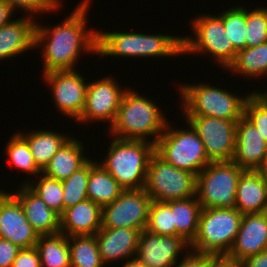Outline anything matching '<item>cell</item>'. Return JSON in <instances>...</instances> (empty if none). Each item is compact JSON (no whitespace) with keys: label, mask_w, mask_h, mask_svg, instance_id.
<instances>
[{"label":"cell","mask_w":267,"mask_h":267,"mask_svg":"<svg viewBox=\"0 0 267 267\" xmlns=\"http://www.w3.org/2000/svg\"><path fill=\"white\" fill-rule=\"evenodd\" d=\"M183 115L208 116L232 121H239L244 115V106L247 98L233 95L225 89L199 84H184L179 87Z\"/></svg>","instance_id":"5"},{"label":"cell","mask_w":267,"mask_h":267,"mask_svg":"<svg viewBox=\"0 0 267 267\" xmlns=\"http://www.w3.org/2000/svg\"><path fill=\"white\" fill-rule=\"evenodd\" d=\"M8 5H10L15 11L18 9H23L27 14L29 13H43V12H54L60 8V0H3Z\"/></svg>","instance_id":"38"},{"label":"cell","mask_w":267,"mask_h":267,"mask_svg":"<svg viewBox=\"0 0 267 267\" xmlns=\"http://www.w3.org/2000/svg\"><path fill=\"white\" fill-rule=\"evenodd\" d=\"M243 214L237 209L202 208L198 232L190 244L197 253L228 254L240 228Z\"/></svg>","instance_id":"6"},{"label":"cell","mask_w":267,"mask_h":267,"mask_svg":"<svg viewBox=\"0 0 267 267\" xmlns=\"http://www.w3.org/2000/svg\"><path fill=\"white\" fill-rule=\"evenodd\" d=\"M123 267H148L145 263L141 262L137 257L128 259Z\"/></svg>","instance_id":"45"},{"label":"cell","mask_w":267,"mask_h":267,"mask_svg":"<svg viewBox=\"0 0 267 267\" xmlns=\"http://www.w3.org/2000/svg\"><path fill=\"white\" fill-rule=\"evenodd\" d=\"M102 227V207L90 199L79 202L60 215V232L69 236L95 235Z\"/></svg>","instance_id":"21"},{"label":"cell","mask_w":267,"mask_h":267,"mask_svg":"<svg viewBox=\"0 0 267 267\" xmlns=\"http://www.w3.org/2000/svg\"><path fill=\"white\" fill-rule=\"evenodd\" d=\"M20 249L11 241L0 238V267H12Z\"/></svg>","instance_id":"40"},{"label":"cell","mask_w":267,"mask_h":267,"mask_svg":"<svg viewBox=\"0 0 267 267\" xmlns=\"http://www.w3.org/2000/svg\"><path fill=\"white\" fill-rule=\"evenodd\" d=\"M146 230L162 236H176L173 212L165 202L152 200Z\"/></svg>","instance_id":"35"},{"label":"cell","mask_w":267,"mask_h":267,"mask_svg":"<svg viewBox=\"0 0 267 267\" xmlns=\"http://www.w3.org/2000/svg\"><path fill=\"white\" fill-rule=\"evenodd\" d=\"M197 176L178 169L154 153L150 159L145 192L153 201L168 202L196 195Z\"/></svg>","instance_id":"10"},{"label":"cell","mask_w":267,"mask_h":267,"mask_svg":"<svg viewBox=\"0 0 267 267\" xmlns=\"http://www.w3.org/2000/svg\"><path fill=\"white\" fill-rule=\"evenodd\" d=\"M12 267H41L40 256L36 247L20 249Z\"/></svg>","instance_id":"39"},{"label":"cell","mask_w":267,"mask_h":267,"mask_svg":"<svg viewBox=\"0 0 267 267\" xmlns=\"http://www.w3.org/2000/svg\"><path fill=\"white\" fill-rule=\"evenodd\" d=\"M181 262L174 267H210V254L187 251Z\"/></svg>","instance_id":"41"},{"label":"cell","mask_w":267,"mask_h":267,"mask_svg":"<svg viewBox=\"0 0 267 267\" xmlns=\"http://www.w3.org/2000/svg\"><path fill=\"white\" fill-rule=\"evenodd\" d=\"M210 267H244L241 260L229 257L227 254L211 255Z\"/></svg>","instance_id":"42"},{"label":"cell","mask_w":267,"mask_h":267,"mask_svg":"<svg viewBox=\"0 0 267 267\" xmlns=\"http://www.w3.org/2000/svg\"><path fill=\"white\" fill-rule=\"evenodd\" d=\"M52 88V97L60 113L77 120L85 107L88 84L75 69L55 70L43 74Z\"/></svg>","instance_id":"13"},{"label":"cell","mask_w":267,"mask_h":267,"mask_svg":"<svg viewBox=\"0 0 267 267\" xmlns=\"http://www.w3.org/2000/svg\"><path fill=\"white\" fill-rule=\"evenodd\" d=\"M151 202L144 188L124 190L113 202L102 207V227L146 229Z\"/></svg>","instance_id":"12"},{"label":"cell","mask_w":267,"mask_h":267,"mask_svg":"<svg viewBox=\"0 0 267 267\" xmlns=\"http://www.w3.org/2000/svg\"><path fill=\"white\" fill-rule=\"evenodd\" d=\"M13 136V137H12ZM6 145L7 159L20 171L38 176L42 170L36 164L27 141L19 134H13Z\"/></svg>","instance_id":"32"},{"label":"cell","mask_w":267,"mask_h":267,"mask_svg":"<svg viewBox=\"0 0 267 267\" xmlns=\"http://www.w3.org/2000/svg\"><path fill=\"white\" fill-rule=\"evenodd\" d=\"M23 207L28 222L39 236L60 232V215L50 209L26 184L12 193Z\"/></svg>","instance_id":"20"},{"label":"cell","mask_w":267,"mask_h":267,"mask_svg":"<svg viewBox=\"0 0 267 267\" xmlns=\"http://www.w3.org/2000/svg\"><path fill=\"white\" fill-rule=\"evenodd\" d=\"M40 180L33 184L25 181L26 184L35 194L42 199L45 204L56 213L61 215L64 211L63 206V186L61 181L47 177L41 173Z\"/></svg>","instance_id":"34"},{"label":"cell","mask_w":267,"mask_h":267,"mask_svg":"<svg viewBox=\"0 0 267 267\" xmlns=\"http://www.w3.org/2000/svg\"><path fill=\"white\" fill-rule=\"evenodd\" d=\"M13 12L14 10L10 5L0 0V27L12 21L10 18L14 14Z\"/></svg>","instance_id":"44"},{"label":"cell","mask_w":267,"mask_h":267,"mask_svg":"<svg viewBox=\"0 0 267 267\" xmlns=\"http://www.w3.org/2000/svg\"><path fill=\"white\" fill-rule=\"evenodd\" d=\"M250 11L246 8V48L267 42V8L259 7Z\"/></svg>","instance_id":"36"},{"label":"cell","mask_w":267,"mask_h":267,"mask_svg":"<svg viewBox=\"0 0 267 267\" xmlns=\"http://www.w3.org/2000/svg\"><path fill=\"white\" fill-rule=\"evenodd\" d=\"M89 2L83 0L62 24L55 27H46L36 21L35 47H43L44 74L74 69L81 50L97 54L98 31L86 30Z\"/></svg>","instance_id":"1"},{"label":"cell","mask_w":267,"mask_h":267,"mask_svg":"<svg viewBox=\"0 0 267 267\" xmlns=\"http://www.w3.org/2000/svg\"><path fill=\"white\" fill-rule=\"evenodd\" d=\"M36 22L30 16L0 27V60L10 59L35 48Z\"/></svg>","instance_id":"22"},{"label":"cell","mask_w":267,"mask_h":267,"mask_svg":"<svg viewBox=\"0 0 267 267\" xmlns=\"http://www.w3.org/2000/svg\"><path fill=\"white\" fill-rule=\"evenodd\" d=\"M228 69L249 78L267 74V42L238 51Z\"/></svg>","instance_id":"29"},{"label":"cell","mask_w":267,"mask_h":267,"mask_svg":"<svg viewBox=\"0 0 267 267\" xmlns=\"http://www.w3.org/2000/svg\"><path fill=\"white\" fill-rule=\"evenodd\" d=\"M165 203L173 212L176 236H181L186 242L191 244L197 235L199 218L202 211V206L197 196Z\"/></svg>","instance_id":"26"},{"label":"cell","mask_w":267,"mask_h":267,"mask_svg":"<svg viewBox=\"0 0 267 267\" xmlns=\"http://www.w3.org/2000/svg\"><path fill=\"white\" fill-rule=\"evenodd\" d=\"M236 209L241 214L267 211V186L258 170H244L238 180Z\"/></svg>","instance_id":"23"},{"label":"cell","mask_w":267,"mask_h":267,"mask_svg":"<svg viewBox=\"0 0 267 267\" xmlns=\"http://www.w3.org/2000/svg\"><path fill=\"white\" fill-rule=\"evenodd\" d=\"M71 267H103L95 235L68 237Z\"/></svg>","instance_id":"30"},{"label":"cell","mask_w":267,"mask_h":267,"mask_svg":"<svg viewBox=\"0 0 267 267\" xmlns=\"http://www.w3.org/2000/svg\"><path fill=\"white\" fill-rule=\"evenodd\" d=\"M244 116L254 124L267 143V101L257 91L247 98Z\"/></svg>","instance_id":"37"},{"label":"cell","mask_w":267,"mask_h":267,"mask_svg":"<svg viewBox=\"0 0 267 267\" xmlns=\"http://www.w3.org/2000/svg\"><path fill=\"white\" fill-rule=\"evenodd\" d=\"M155 153L150 140L113 137L106 159L100 163L125 189H142L146 183L148 165Z\"/></svg>","instance_id":"4"},{"label":"cell","mask_w":267,"mask_h":267,"mask_svg":"<svg viewBox=\"0 0 267 267\" xmlns=\"http://www.w3.org/2000/svg\"><path fill=\"white\" fill-rule=\"evenodd\" d=\"M28 143L32 156L43 170L49 163L53 155L65 144L71 137L59 132L49 130H37L30 133H19Z\"/></svg>","instance_id":"27"},{"label":"cell","mask_w":267,"mask_h":267,"mask_svg":"<svg viewBox=\"0 0 267 267\" xmlns=\"http://www.w3.org/2000/svg\"><path fill=\"white\" fill-rule=\"evenodd\" d=\"M244 267H267V250L245 258Z\"/></svg>","instance_id":"43"},{"label":"cell","mask_w":267,"mask_h":267,"mask_svg":"<svg viewBox=\"0 0 267 267\" xmlns=\"http://www.w3.org/2000/svg\"><path fill=\"white\" fill-rule=\"evenodd\" d=\"M167 121L155 102L127 88L109 133L119 139L145 141L155 135L151 140L155 144L165 130Z\"/></svg>","instance_id":"2"},{"label":"cell","mask_w":267,"mask_h":267,"mask_svg":"<svg viewBox=\"0 0 267 267\" xmlns=\"http://www.w3.org/2000/svg\"><path fill=\"white\" fill-rule=\"evenodd\" d=\"M89 177V160L66 180L61 181L63 186L64 210L88 199L87 184Z\"/></svg>","instance_id":"33"},{"label":"cell","mask_w":267,"mask_h":267,"mask_svg":"<svg viewBox=\"0 0 267 267\" xmlns=\"http://www.w3.org/2000/svg\"><path fill=\"white\" fill-rule=\"evenodd\" d=\"M191 26L196 37H182V55L210 53L221 67L228 70L236 58L237 51L224 29L222 19L218 15L202 14L193 20Z\"/></svg>","instance_id":"9"},{"label":"cell","mask_w":267,"mask_h":267,"mask_svg":"<svg viewBox=\"0 0 267 267\" xmlns=\"http://www.w3.org/2000/svg\"><path fill=\"white\" fill-rule=\"evenodd\" d=\"M244 170L233 161L210 162L197 174L196 196L202 208L236 209L238 180Z\"/></svg>","instance_id":"7"},{"label":"cell","mask_w":267,"mask_h":267,"mask_svg":"<svg viewBox=\"0 0 267 267\" xmlns=\"http://www.w3.org/2000/svg\"><path fill=\"white\" fill-rule=\"evenodd\" d=\"M116 78L103 77L88 83L86 103L81 116L76 120L82 122L107 121L111 127L117 115L126 89L119 87Z\"/></svg>","instance_id":"14"},{"label":"cell","mask_w":267,"mask_h":267,"mask_svg":"<svg viewBox=\"0 0 267 267\" xmlns=\"http://www.w3.org/2000/svg\"><path fill=\"white\" fill-rule=\"evenodd\" d=\"M0 238L11 241L21 249L35 247L39 239L18 199L3 190H0Z\"/></svg>","instance_id":"15"},{"label":"cell","mask_w":267,"mask_h":267,"mask_svg":"<svg viewBox=\"0 0 267 267\" xmlns=\"http://www.w3.org/2000/svg\"><path fill=\"white\" fill-rule=\"evenodd\" d=\"M83 147L78 139L71 137L53 155L42 174L59 181L66 180L89 160L84 156Z\"/></svg>","instance_id":"24"},{"label":"cell","mask_w":267,"mask_h":267,"mask_svg":"<svg viewBox=\"0 0 267 267\" xmlns=\"http://www.w3.org/2000/svg\"><path fill=\"white\" fill-rule=\"evenodd\" d=\"M97 55L175 57L182 55V37L135 32H97Z\"/></svg>","instance_id":"3"},{"label":"cell","mask_w":267,"mask_h":267,"mask_svg":"<svg viewBox=\"0 0 267 267\" xmlns=\"http://www.w3.org/2000/svg\"><path fill=\"white\" fill-rule=\"evenodd\" d=\"M124 190L101 164L89 159L88 199L103 207L113 202Z\"/></svg>","instance_id":"25"},{"label":"cell","mask_w":267,"mask_h":267,"mask_svg":"<svg viewBox=\"0 0 267 267\" xmlns=\"http://www.w3.org/2000/svg\"><path fill=\"white\" fill-rule=\"evenodd\" d=\"M186 123L199 135L210 162L233 160L236 148L238 121L208 116H185Z\"/></svg>","instance_id":"11"},{"label":"cell","mask_w":267,"mask_h":267,"mask_svg":"<svg viewBox=\"0 0 267 267\" xmlns=\"http://www.w3.org/2000/svg\"><path fill=\"white\" fill-rule=\"evenodd\" d=\"M36 249L41 267H71L68 237L58 233L39 236Z\"/></svg>","instance_id":"28"},{"label":"cell","mask_w":267,"mask_h":267,"mask_svg":"<svg viewBox=\"0 0 267 267\" xmlns=\"http://www.w3.org/2000/svg\"><path fill=\"white\" fill-rule=\"evenodd\" d=\"M140 232L131 228L101 227L95 238L103 264L135 257Z\"/></svg>","instance_id":"19"},{"label":"cell","mask_w":267,"mask_h":267,"mask_svg":"<svg viewBox=\"0 0 267 267\" xmlns=\"http://www.w3.org/2000/svg\"><path fill=\"white\" fill-rule=\"evenodd\" d=\"M267 143L244 115L236 126V148L233 162L243 170H258L266 160Z\"/></svg>","instance_id":"18"},{"label":"cell","mask_w":267,"mask_h":267,"mask_svg":"<svg viewBox=\"0 0 267 267\" xmlns=\"http://www.w3.org/2000/svg\"><path fill=\"white\" fill-rule=\"evenodd\" d=\"M258 171L261 173V176L263 177V180L267 186V165L263 164Z\"/></svg>","instance_id":"46"},{"label":"cell","mask_w":267,"mask_h":267,"mask_svg":"<svg viewBox=\"0 0 267 267\" xmlns=\"http://www.w3.org/2000/svg\"><path fill=\"white\" fill-rule=\"evenodd\" d=\"M266 101H267V91L265 92H258Z\"/></svg>","instance_id":"47"},{"label":"cell","mask_w":267,"mask_h":267,"mask_svg":"<svg viewBox=\"0 0 267 267\" xmlns=\"http://www.w3.org/2000/svg\"><path fill=\"white\" fill-rule=\"evenodd\" d=\"M267 250V211L244 214L228 256L243 261Z\"/></svg>","instance_id":"17"},{"label":"cell","mask_w":267,"mask_h":267,"mask_svg":"<svg viewBox=\"0 0 267 267\" xmlns=\"http://www.w3.org/2000/svg\"><path fill=\"white\" fill-rule=\"evenodd\" d=\"M187 125L188 130H173L167 122L165 130L155 143V153L176 168L197 176L210 161L199 135L190 124Z\"/></svg>","instance_id":"8"},{"label":"cell","mask_w":267,"mask_h":267,"mask_svg":"<svg viewBox=\"0 0 267 267\" xmlns=\"http://www.w3.org/2000/svg\"><path fill=\"white\" fill-rule=\"evenodd\" d=\"M223 22L233 48L238 52L246 48L247 22L246 7L239 5L229 8L218 15Z\"/></svg>","instance_id":"31"},{"label":"cell","mask_w":267,"mask_h":267,"mask_svg":"<svg viewBox=\"0 0 267 267\" xmlns=\"http://www.w3.org/2000/svg\"><path fill=\"white\" fill-rule=\"evenodd\" d=\"M186 247L190 244L181 236H162L144 229L140 232L136 257L148 267H174Z\"/></svg>","instance_id":"16"}]
</instances>
